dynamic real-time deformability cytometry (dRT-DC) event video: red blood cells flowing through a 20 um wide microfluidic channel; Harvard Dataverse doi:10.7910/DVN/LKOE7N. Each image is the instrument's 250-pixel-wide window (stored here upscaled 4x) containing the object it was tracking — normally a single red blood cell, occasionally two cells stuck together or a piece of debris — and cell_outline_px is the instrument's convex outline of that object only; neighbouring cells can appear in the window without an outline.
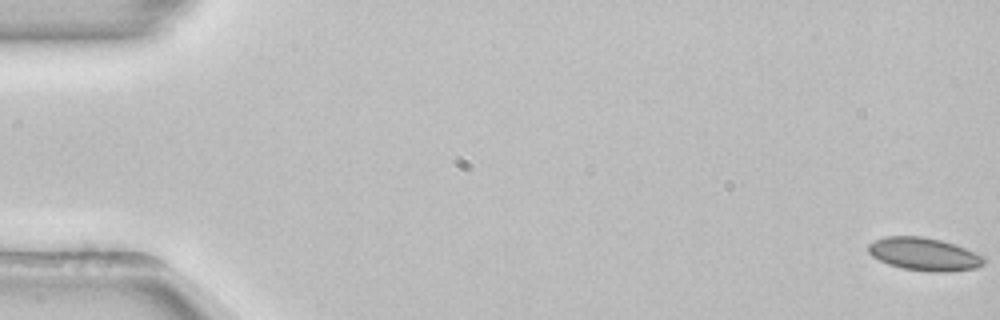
{"species": "common noctule bat (a hibernating species)", "species_latin": "Nyctalus noctula", "temperature_condition": "room temperature", "stored_images_in_passage": 54, "camera_frame_rate_fps": 3000, "um_per_image_px": 0.085, "animal": {"sex": "female", "body_mass_g": 22.7, "forearm_length_mm": 54.2}, "frame": {"image": 1, "passage_image": 1, "time_ms": 0.0, "image_size_px": [1000, 320], "cell_outline_px": [[984, 264], [976, 268], [948, 272], [932, 272], [904, 268], [888, 264], [872, 256], [868, 252], [868, 244], [884, 236], [920, 236], [940, 240], [956, 244], [976, 252], [984, 256]], "centroid_in_image_um": [78.57, 21.6], "position_along_channel_um": 6.4, "area_um2": 22.2}}
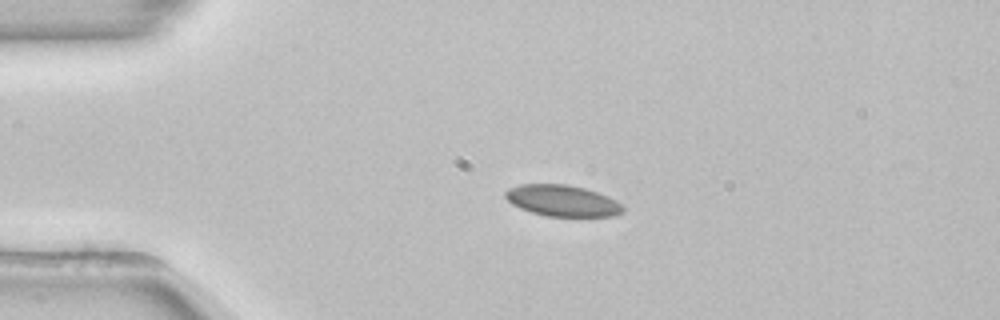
{"frame": {"image": 2, "passage_image": 13, "time_ms": 4.0, "image_size_px": [1000, 320], "cell_outline_px": [[624, 212], [612, 216], [548, 216], [532, 212], [520, 208], [512, 204], [504, 196], [504, 192], [508, 188], [520, 184], [568, 184], [584, 188], [608, 196], [616, 200], [624, 208]], "centroid_in_image_um": [47.79, 17.05], "position_along_channel_um": 37.2, "area_um2": 21.39}}
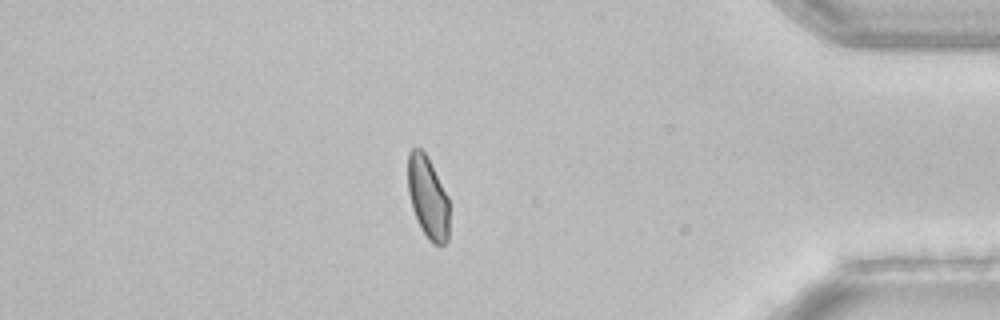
{"frame": {"image": 3, "passage_image": 47, "time_ms": 15.333, "image_size_px": [1000, 320], "cell_outline_px": [[448, 240], [444, 244], [432, 244], [428, 240], [420, 228], [416, 220], [412, 208], [408, 192], [408, 152], [412, 148], [420, 148], [428, 156], [448, 196]], "centroid_in_image_um": [36.36, 16.78], "position_along_channel_um": 398.8, "area_um2": 20.0}, "authors_computed_cell_mechanics": {"area_um2": 21.6461, "velocity_mm_per_s": 3.8413, "shape_relaxation_time_tau1_ms": null, "shape_relaxation_time_tau2_ms": 8.2489, "deformation_change_tau1": null, "deformation_change_tau2": 0.0815}}